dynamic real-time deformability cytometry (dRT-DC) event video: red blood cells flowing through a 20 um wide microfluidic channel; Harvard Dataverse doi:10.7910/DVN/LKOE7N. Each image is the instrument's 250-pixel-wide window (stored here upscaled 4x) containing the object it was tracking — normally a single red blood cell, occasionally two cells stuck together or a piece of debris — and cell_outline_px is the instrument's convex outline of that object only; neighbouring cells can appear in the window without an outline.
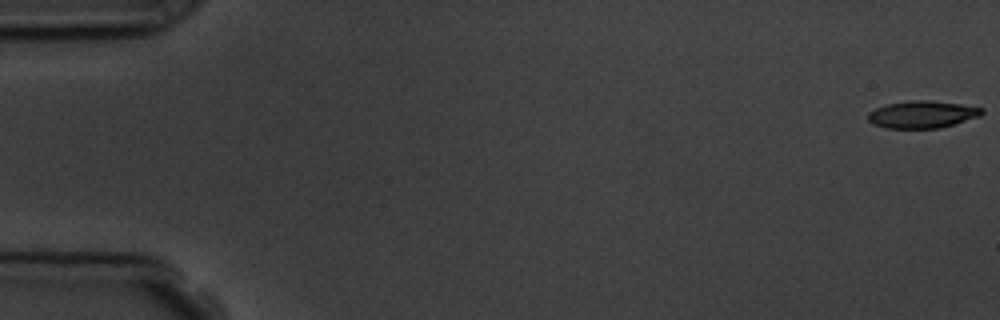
{"species": "common noctule bat (a hibernating species)", "species_latin": "Nyctalus noctula", "temperature_condition": "room temperature", "stored_images_in_passage": 8, "camera_frame_rate_fps": 3000, "um_per_image_px": 0.085, "animal": {"sex": "male", "body_mass_g": 19.5, "forearm_length_mm": 54.6}, "frame": {"image": 1, "passage_image": 1, "time_ms": 0.0, "image_size_px": [1000, 320], "cell_outline_px": [[984, 112], [980, 116], [940, 128], [884, 128], [872, 124], [868, 120], [868, 112], [876, 108], [888, 104], [916, 100], [924, 100], [960, 104], [984, 108]], "centroid_in_image_um": [78.38, 9.74], "position_along_channel_um": 6.6, "area_um2": 17.92}}
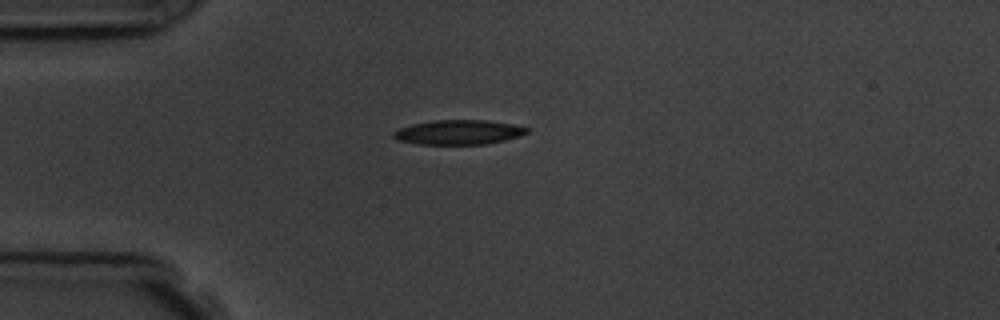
{"frame": {"image": 2, "passage_image": 5, "time_ms": 4.667, "image_size_px": [1000, 320], "cell_outline_px": [[528, 132], [520, 136], [488, 144], [420, 144], [396, 140], [392, 136], [392, 132], [400, 128], [412, 124], [432, 120], [488, 120], [516, 124], [528, 128]], "centroid_in_image_um": [38.99, 11.23], "position_along_channel_um": 46.0, "area_um2": 19.25}}
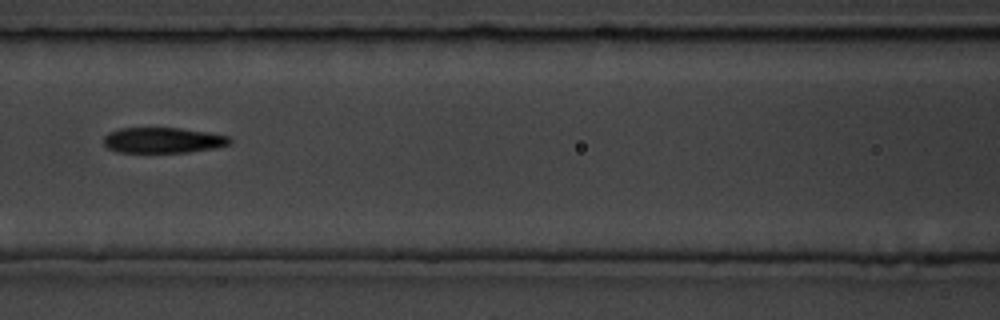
{"frame": {"image": 3, "passage_image": 8, "time_ms": 8.0, "image_size_px": [1000, 320], "cell_outline_px": [[232, 144], [216, 148], [188, 152], [116, 152], [108, 148], [104, 144], [104, 136], [108, 132], [120, 128], [180, 128], [208, 132], [228, 136], [232, 140]], "centroid_in_image_um": [13.87, 11.92], "position_along_channel_um": 152.7, "area_um2": 18.9}}